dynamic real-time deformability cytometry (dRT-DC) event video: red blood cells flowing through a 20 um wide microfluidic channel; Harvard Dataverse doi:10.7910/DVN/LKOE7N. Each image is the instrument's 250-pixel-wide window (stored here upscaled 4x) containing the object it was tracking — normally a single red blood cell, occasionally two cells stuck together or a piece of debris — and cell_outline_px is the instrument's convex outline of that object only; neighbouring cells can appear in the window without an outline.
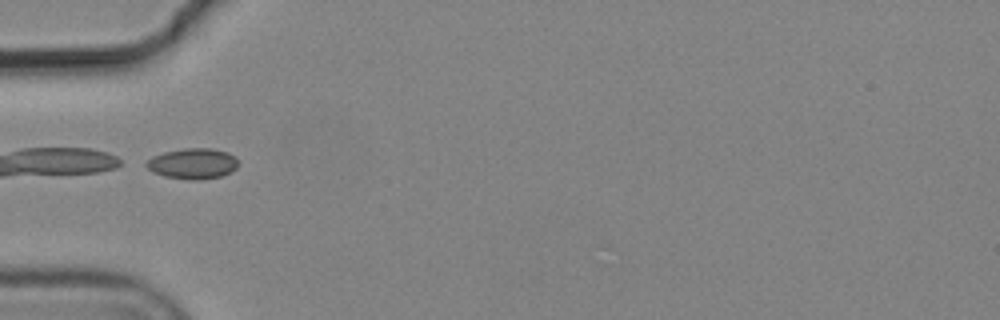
{"species": "common noctule bat (a hibernating species)", "species_latin": "Nyctalus noctula", "temperature_condition": "cold", "stored_images_in_passage": 2, "camera_frame_rate_fps": 3000, "um_per_image_px": 0.085, "animal": {"sex": "male", "body_mass_g": 19.2, "forearm_length_mm": 51.8}, "frame": {"image": 1, "passage_image": 1, "time_ms": 0.0, "image_size_px": [1000, 320], "cell_outline_px": [[236, 168], [232, 172], [220, 176], [200, 180], [188, 180], [164, 176], [152, 172], [144, 164], [152, 156], [164, 152], [184, 148], [212, 148], [228, 152], [236, 156]], "centroid_in_image_um": [16.38, 13.9], "position_along_channel_um": 68.6, "area_um2": 16.53}}
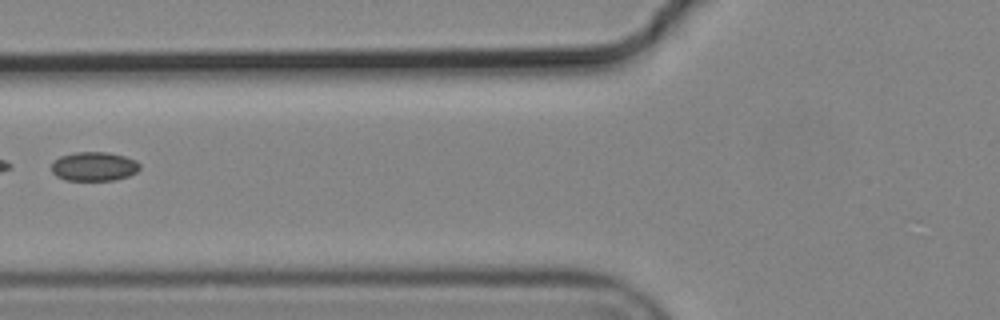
{"frame": {"image": 2, "passage_image": 2, "time_ms": 0.333, "image_size_px": [1000, 320], "cell_outline_px": [[140, 168], [136, 172], [128, 176], [116, 180], [64, 180], [56, 176], [52, 172], [52, 160], [60, 156], [76, 152], [108, 152], [124, 156], [136, 160], [140, 164]], "centroid_in_image_um": [7.98, 14.14], "position_along_channel_um": 117.8, "area_um2": 15.09}}